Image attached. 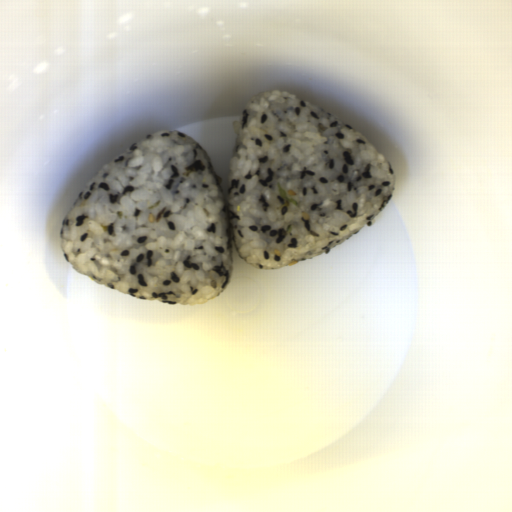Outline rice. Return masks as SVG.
<instances>
[{"label": "rice", "mask_w": 512, "mask_h": 512, "mask_svg": "<svg viewBox=\"0 0 512 512\" xmlns=\"http://www.w3.org/2000/svg\"><path fill=\"white\" fill-rule=\"evenodd\" d=\"M232 126L225 195L198 142L170 129L96 173L59 230L72 268L132 297L208 304L230 284L233 248L260 270L307 261L371 226L394 194L379 150L294 93L259 92Z\"/></svg>", "instance_id": "1"}]
</instances>
